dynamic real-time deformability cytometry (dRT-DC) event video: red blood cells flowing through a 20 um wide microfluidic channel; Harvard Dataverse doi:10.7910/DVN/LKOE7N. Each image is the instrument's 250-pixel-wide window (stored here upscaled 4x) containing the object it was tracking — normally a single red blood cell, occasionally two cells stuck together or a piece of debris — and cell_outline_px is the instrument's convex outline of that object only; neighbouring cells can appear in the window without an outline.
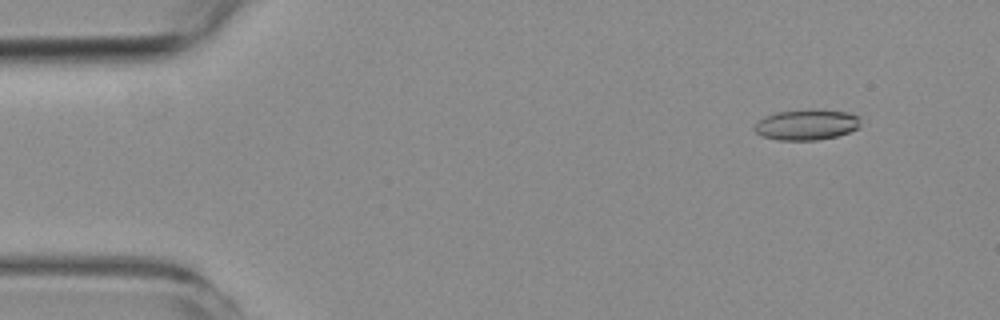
{"species": "common noctule bat (a hibernating species)", "species_latin": "Nyctalus noctula", "temperature_condition": "room temperature", "stored_images_in_passage": 6, "camera_frame_rate_fps": 3000, "um_per_image_px": 0.085, "animal": {"sex": "female", "body_mass_g": 19.3, "forearm_length_mm": 54.1}, "frame": {"image": 1, "passage_image": 2, "time_ms": 1.333, "image_size_px": [1000, 320], "cell_outline_px": [[860, 128], [836, 136], [816, 140], [776, 140], [764, 136], [756, 132], [752, 128], [764, 116], [776, 112], [812, 108], [848, 112], [860, 116]], "centroid_in_image_um": [68.58, 10.58], "position_along_channel_um": 16.4, "area_um2": 19.19}}